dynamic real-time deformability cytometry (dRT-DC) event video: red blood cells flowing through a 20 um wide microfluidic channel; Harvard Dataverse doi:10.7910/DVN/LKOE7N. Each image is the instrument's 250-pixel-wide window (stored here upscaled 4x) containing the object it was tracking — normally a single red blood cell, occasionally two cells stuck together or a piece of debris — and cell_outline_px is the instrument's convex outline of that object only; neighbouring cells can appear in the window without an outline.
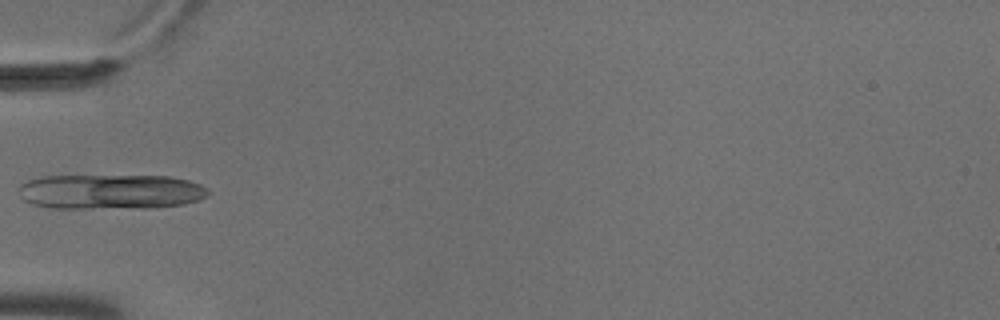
{"species": "common noctule bat (a hibernating species)", "species_latin": "Nyctalus noctula", "temperature_condition": "cold", "stored_images_in_passage": 7, "camera_frame_rate_fps": 3000, "um_per_image_px": 0.085, "animal": {"sex": "male", "body_mass_g": 18.8}, "frame": {"image": 1, "passage_image": 6, "time_ms": 1.667, "image_size_px": [1000, 320], "cell_outline_px": [[208, 192], [200, 200], [184, 204], [148, 208], [56, 208], [32, 204], [24, 200], [20, 196], [20, 184], [28, 180], [40, 176], [172, 176], [188, 180], [200, 184], [208, 188]], "centroid_in_image_um": [9.41, 16.29], "position_along_channel_um": 75.6, "area_um2": 38.73}}